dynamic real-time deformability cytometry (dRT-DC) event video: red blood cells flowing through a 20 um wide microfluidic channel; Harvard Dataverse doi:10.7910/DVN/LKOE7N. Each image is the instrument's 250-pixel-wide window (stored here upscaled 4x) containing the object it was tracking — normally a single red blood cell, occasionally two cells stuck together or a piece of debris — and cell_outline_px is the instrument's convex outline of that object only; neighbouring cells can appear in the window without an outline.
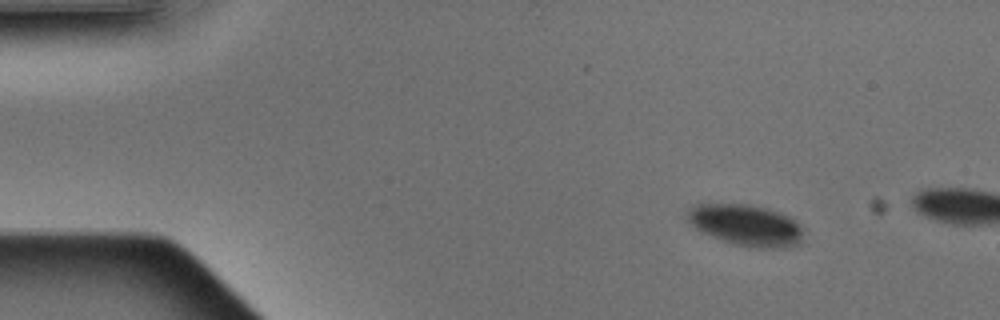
{"species": "Egyptian fruit bat (a non-hibernating species)", "species_latin": "Rousettus aegyptiacus", "temperature_condition": "warm", "stored_images_in_passage": 5, "camera_frame_rate_fps": 3000, "um_per_image_px": 0.085, "animal": {"sex": "male"}, "frame": {"image": 1, "passage_image": 3, "time_ms": 0.667, "image_size_px": [1000, 320], "cell_outline_px": [[800, 244], [788, 248], [756, 248], [732, 244], [700, 232], [684, 216], [696, 204], [752, 204], [768, 208], [788, 216], [800, 228]], "centroid_in_image_um": [63.37, 19.15], "position_along_channel_um": 21.6, "area_um2": 27.8}}